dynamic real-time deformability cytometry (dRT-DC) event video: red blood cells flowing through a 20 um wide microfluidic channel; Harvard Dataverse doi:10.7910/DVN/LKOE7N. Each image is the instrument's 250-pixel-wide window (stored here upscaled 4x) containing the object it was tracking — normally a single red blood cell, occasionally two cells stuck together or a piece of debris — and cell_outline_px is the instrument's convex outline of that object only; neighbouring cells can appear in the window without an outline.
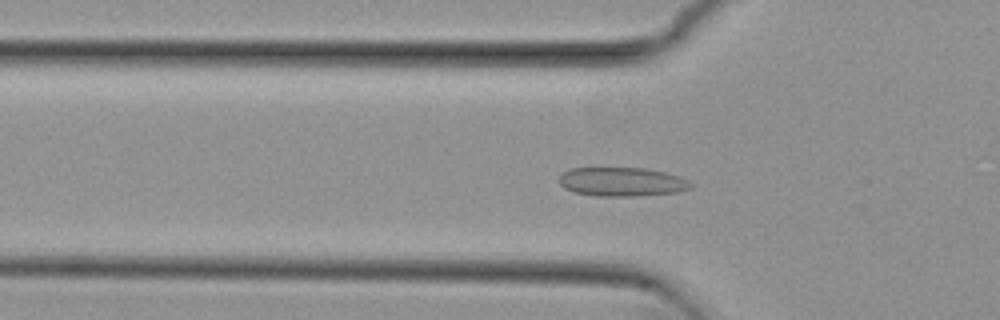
{"species": "common noctule bat (a hibernating species)", "species_latin": "Nyctalus noctula", "temperature_condition": "cold", "stored_images_in_passage": 29, "camera_frame_rate_fps": 3000, "um_per_image_px": 0.085, "animal": {"sex": "female", "body_mass_g": 29.2, "forearm_length_mm": 56.3}, "frame": {"image": 1, "passage_image": 7, "time_ms": 2.0, "image_size_px": [1000, 320], "cell_outline_px": [[696, 184], [692, 188], [676, 192], [632, 196], [596, 196], [572, 192], [564, 188], [560, 184], [560, 176], [564, 172], [572, 168], [644, 168], [664, 172], [680, 176]], "centroid_in_image_um": [52.89, 15.46], "position_along_channel_um": 72.9, "area_um2": 22.25}}
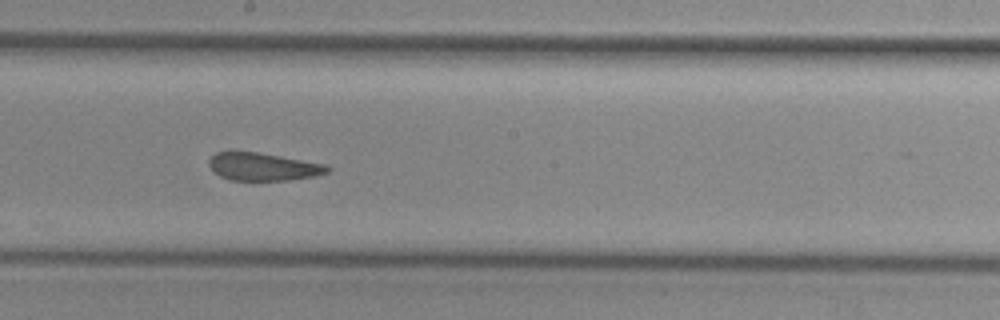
{"frame": {"image": 2, "passage_image": 19, "time_ms": 6.0, "image_size_px": [1000, 320], "cell_outline_px": [[332, 168], [328, 172], [316, 176], [288, 180], [228, 180], [212, 172], [208, 164], [208, 160], [216, 152], [256, 152], [328, 164]], "centroid_in_image_um": [22.37, 14.18], "position_along_channel_um": 225.8, "area_um2": 19.31}}
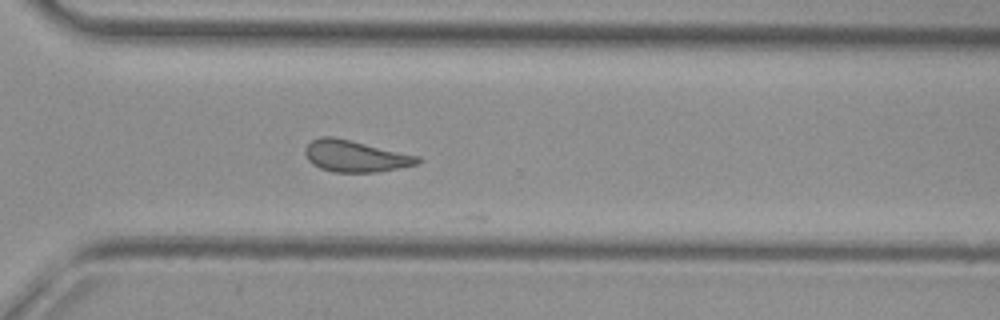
{"frame": {"image": 3, "passage_image": 28, "time_ms": 9.0, "image_size_px": [1000, 320], "cell_outline_px": [[424, 160], [420, 164], [400, 168], [376, 172], [332, 172], [320, 168], [312, 164], [308, 160], [304, 152], [304, 148], [312, 140], [320, 136], [332, 136], [352, 140], [420, 156]], "centroid_in_image_um": [30.23, 13.27], "position_along_channel_um": 340.4, "area_um2": 21.04}}